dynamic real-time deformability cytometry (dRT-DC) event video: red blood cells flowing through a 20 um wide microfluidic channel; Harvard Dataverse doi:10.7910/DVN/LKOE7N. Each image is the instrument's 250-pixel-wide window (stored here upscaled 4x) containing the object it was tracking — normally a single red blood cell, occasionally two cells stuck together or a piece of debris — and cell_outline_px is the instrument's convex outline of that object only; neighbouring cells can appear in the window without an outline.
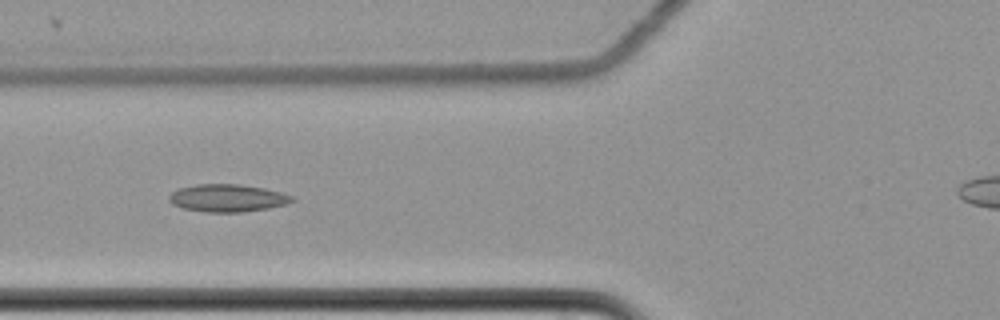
{"species": "common noctule bat (a hibernating species)", "species_latin": "Nyctalus noctula", "temperature_condition": "cold", "stored_images_in_passage": 9, "camera_frame_rate_fps": 3000, "um_per_image_px": 0.085, "animal": {"sex": "female", "body_mass_g": 22.7, "forearm_length_mm": 54.2}, "frame": {"image": 1, "passage_image": 6, "time_ms": 1.667, "image_size_px": [1000, 320], "cell_outline_px": [[296, 200], [284, 204], [268, 208], [240, 212], [208, 212], [184, 208], [172, 204], [168, 200], [168, 196], [172, 192], [180, 188], [196, 184], [240, 184], [264, 188], [280, 192], [292, 196]], "centroid_in_image_um": [19.32, 16.82], "position_along_channel_um": 106.5, "area_um2": 19.59}}
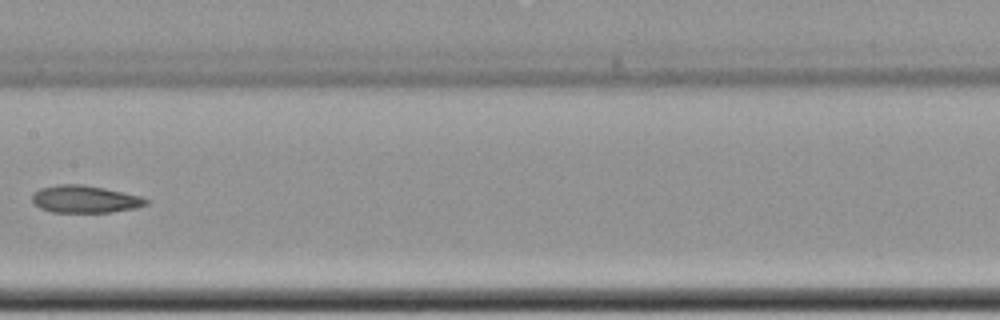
{"frame": {"image": 2, "passage_image": 8, "time_ms": 2.333, "image_size_px": [1000, 320], "cell_outline_px": [[148, 204], [136, 208], [112, 212], [52, 212], [40, 208], [32, 204], [32, 196], [40, 188], [60, 184], [80, 184], [104, 188], [140, 196], [148, 200]], "centroid_in_image_um": [7.21, 16.93], "position_along_channel_um": 200.2, "area_um2": 18.09}}
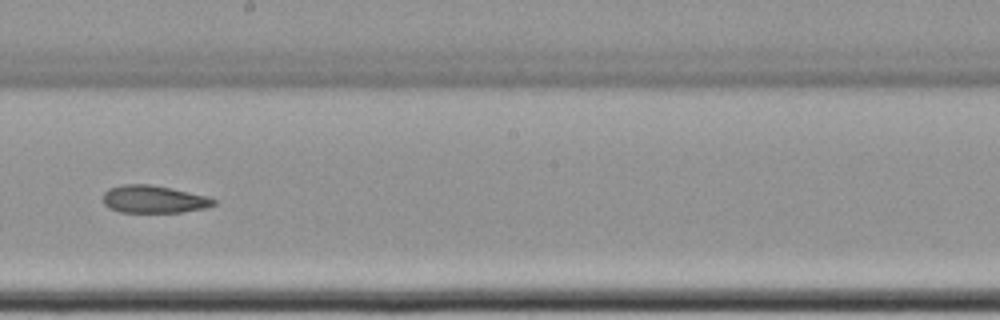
{"frame": {"image": 3, "passage_image": 9, "time_ms": 2.667, "image_size_px": [1000, 320], "cell_outline_px": [[216, 204], [208, 208], [180, 212], [120, 212], [108, 208], [104, 204], [104, 192], [108, 188], [124, 184], [152, 184], [172, 188], [208, 196], [216, 200]], "centroid_in_image_um": [13.09, 16.93], "position_along_channel_um": 235.1, "area_um2": 17.98}}